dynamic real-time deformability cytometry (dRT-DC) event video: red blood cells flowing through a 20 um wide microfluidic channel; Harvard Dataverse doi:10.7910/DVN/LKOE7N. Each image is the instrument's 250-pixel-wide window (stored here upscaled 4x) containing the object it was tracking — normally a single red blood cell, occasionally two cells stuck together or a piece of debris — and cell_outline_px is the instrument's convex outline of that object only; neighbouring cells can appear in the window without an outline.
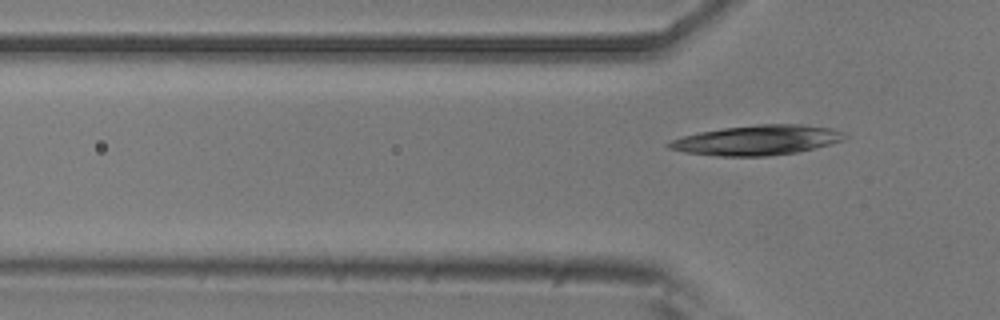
{"species": "common noctule bat (a hibernating species)", "species_latin": "Nyctalus noctula", "temperature_condition": "room temperature", "stored_images_in_passage": 7, "camera_frame_rate_fps": 3000, "um_per_image_px": 0.085, "animal": {"sex": "male", "body_mass_g": 20.5, "forearm_length_mm": 52.5}, "frame": {"image": 1, "passage_image": 5, "time_ms": 1.333, "image_size_px": [1000, 320], "cell_outline_px": [[848, 136], [840, 140], [816, 148], [796, 152], [768, 156], [716, 156], [684, 152], [668, 148], [664, 144], [672, 140], [684, 136], [700, 132], [724, 128], [756, 124], [804, 124], [832, 128]], "centroid_in_image_um": [64.32, 11.91], "position_along_channel_um": 61.5, "area_um2": 30.46}}
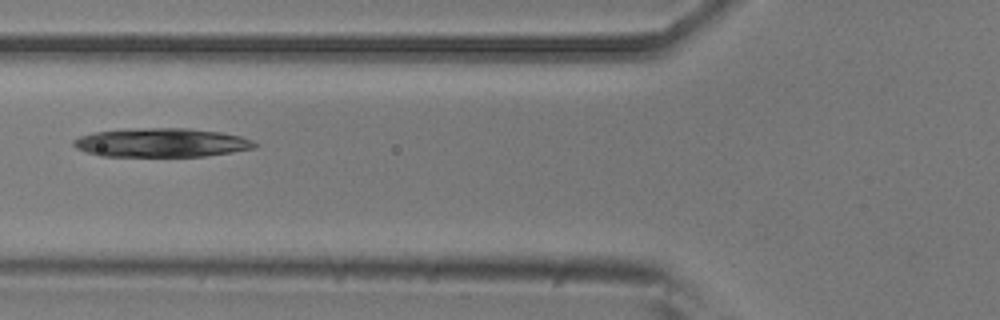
{"frame": {"image": 2, "passage_image": 6, "time_ms": 1.667, "image_size_px": [1000, 320], "cell_outline_px": [[260, 144], [256, 148], [232, 152], [204, 156], [100, 156], [76, 148], [72, 144], [72, 140], [80, 136], [92, 132], [124, 128], [188, 128], [220, 132], [240, 136], [252, 140]], "centroid_in_image_um": [13.71, 12.11], "position_along_channel_um": 112.1, "area_um2": 30.75}}
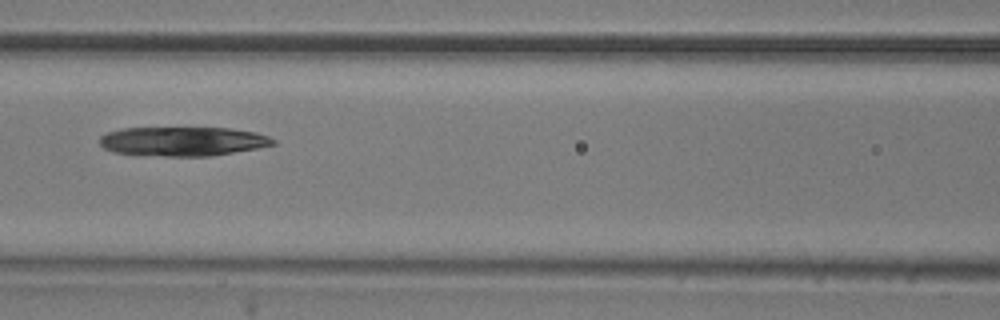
{"frame": {"image": 3, "passage_image": 7, "time_ms": 2.0, "image_size_px": [1000, 320], "cell_outline_px": [[276, 144], [256, 148], [212, 156], [140, 156], [112, 152], [104, 148], [100, 144], [100, 136], [108, 132], [124, 128], [228, 128], [256, 132], [268, 136], [276, 140]], "centroid_in_image_um": [15.5, 12.02], "position_along_channel_um": 151.1, "area_um2": 29.77}}